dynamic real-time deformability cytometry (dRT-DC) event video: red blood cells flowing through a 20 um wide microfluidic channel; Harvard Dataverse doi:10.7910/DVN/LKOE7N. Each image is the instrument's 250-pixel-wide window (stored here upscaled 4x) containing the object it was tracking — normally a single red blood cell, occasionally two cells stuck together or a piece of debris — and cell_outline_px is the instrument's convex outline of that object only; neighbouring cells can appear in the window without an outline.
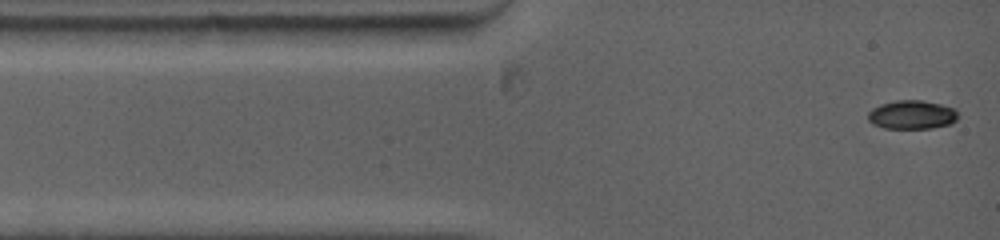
{"species": "common noctule bat (a hibernating species)", "species_latin": "Nyctalus noctula", "temperature_condition": "warm", "stored_images_in_passage": 63, "camera_frame_rate_fps": 5000, "um_per_image_px": 0.085, "animal": {"sex": "female", "body_mass_g": 19.0, "forearm_length_mm": 53.3}, "frame": {"image": 1, "passage_image": 1, "time_ms": 0.0, "image_size_px": [1000, 240], "cell_outline_px": [[956, 120], [952, 124], [932, 128], [884, 128], [872, 124], [868, 120], [868, 112], [872, 108], [880, 104], [896, 100], [920, 100], [940, 104], [956, 108]], "centroid_in_image_um": [77.5, 9.75], "position_along_channel_um": 7.5, "area_um2": 15.14}}
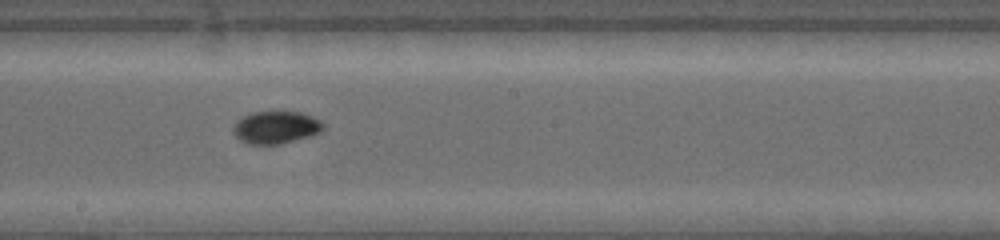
{"frame": {"image": 2, "passage_image": 28, "time_ms": 6.6, "image_size_px": [1000, 240], "cell_outline_px": [[324, 128], [320, 132], [308, 136], [276, 144], [248, 144], [240, 140], [232, 132], [232, 128], [236, 120], [252, 112], [300, 112], [312, 116], [320, 120], [324, 124]], "centroid_in_image_um": [23.42, 10.82], "position_along_channel_um": 224.8, "area_um2": 16.88}}
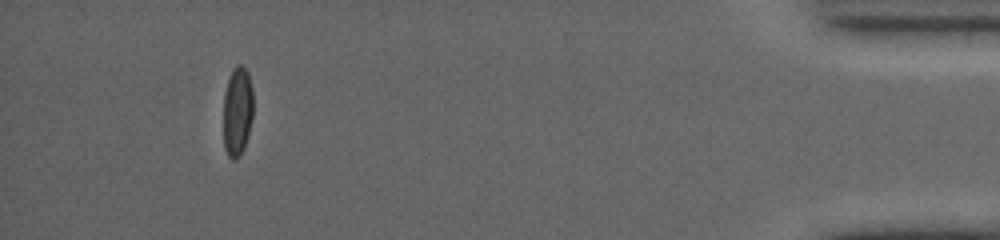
{"frame": {"image": 3, "passage_image": 54, "time_ms": 13.6, "image_size_px": [1000, 240], "cell_outline_px": [[252, 116], [248, 136], [244, 148], [240, 156], [236, 160], [232, 160], [228, 156], [224, 148], [224, 92], [232, 68], [236, 64], [240, 64], [248, 72], [252, 88]], "centroid_in_image_um": [20.17, 9.47], "position_along_channel_um": 415.0, "area_um2": 15.66}, "authors_computed_cell_mechanics": {"area_um2": 15.895, "velocity_mm_per_s": 3.9769, "shape_relaxation_time_tau1_ms": 3.547, "shape_relaxation_time_tau2_ms": null, "deformation_change_tau1": 0.1739, "deformation_change_tau2": null}}